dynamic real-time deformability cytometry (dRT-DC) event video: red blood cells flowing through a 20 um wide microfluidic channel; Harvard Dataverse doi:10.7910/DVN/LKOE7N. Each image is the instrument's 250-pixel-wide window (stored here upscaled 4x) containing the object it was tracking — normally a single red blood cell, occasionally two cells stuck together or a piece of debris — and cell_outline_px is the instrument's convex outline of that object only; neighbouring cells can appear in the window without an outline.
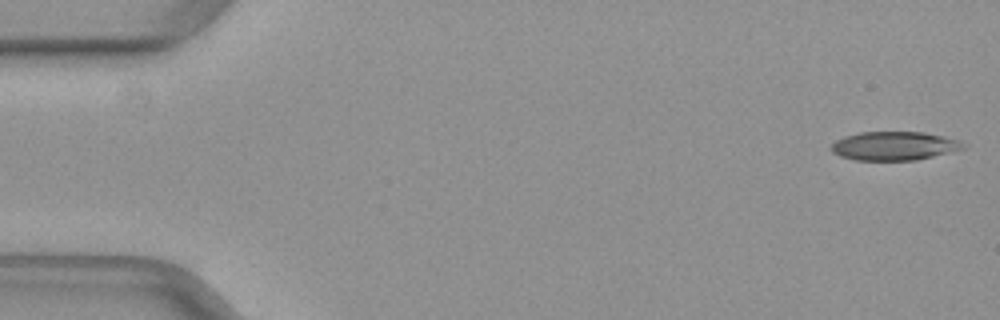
{"species": "common noctule bat (a hibernating species)", "species_latin": "Nyctalus noctula", "temperature_condition": "warm", "stored_images_in_passage": 14, "camera_frame_rate_fps": 3000, "um_per_image_px": 0.085, "animal": {"sex": "female", "body_mass_g": 29.2, "forearm_length_mm": 56.3}, "frame": {"image": 1, "passage_image": 1, "time_ms": 0.0, "image_size_px": [1000, 320], "cell_outline_px": [[968, 144], [964, 148], [916, 160], [856, 160], [840, 156], [832, 152], [828, 148], [836, 140], [844, 136], [860, 132], [924, 132], [944, 136]], "centroid_in_image_um": [75.96, 12.4], "position_along_channel_um": 9.0, "area_um2": 22.02}}
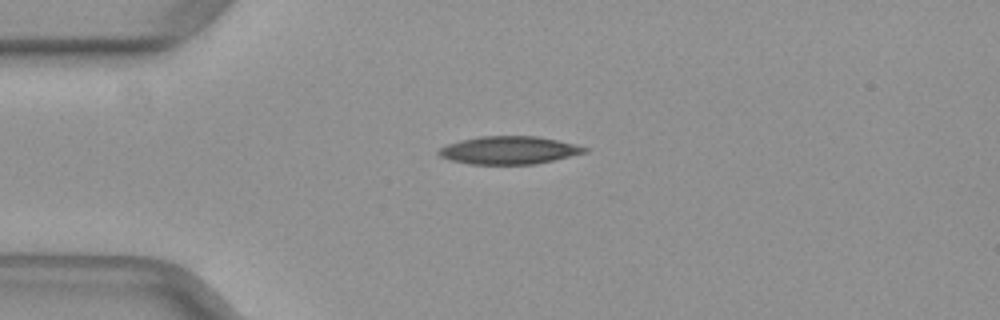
{"frame": {"image": 2, "passage_image": 12, "time_ms": 3.667, "image_size_px": [1000, 320], "cell_outline_px": [[588, 152], [536, 164], [468, 164], [452, 160], [440, 156], [436, 152], [440, 148], [448, 144], [460, 140], [480, 136], [536, 136], [556, 140], [588, 148]], "centroid_in_image_um": [43.24, 12.77], "position_along_channel_um": 41.8, "area_um2": 23.52}}